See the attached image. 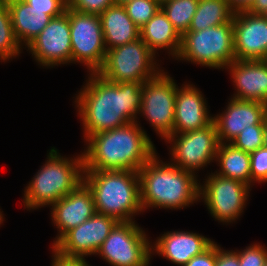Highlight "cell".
I'll return each instance as SVG.
<instances>
[{
	"label": "cell",
	"instance_id": "9a60e30c",
	"mask_svg": "<svg viewBox=\"0 0 267 266\" xmlns=\"http://www.w3.org/2000/svg\"><path fill=\"white\" fill-rule=\"evenodd\" d=\"M233 38L236 60H264L267 54V19L262 14L235 12Z\"/></svg>",
	"mask_w": 267,
	"mask_h": 266
},
{
	"label": "cell",
	"instance_id": "83f0119b",
	"mask_svg": "<svg viewBox=\"0 0 267 266\" xmlns=\"http://www.w3.org/2000/svg\"><path fill=\"white\" fill-rule=\"evenodd\" d=\"M128 16L139 27H143L160 9L153 0H132L124 5Z\"/></svg>",
	"mask_w": 267,
	"mask_h": 266
},
{
	"label": "cell",
	"instance_id": "ab89813d",
	"mask_svg": "<svg viewBox=\"0 0 267 266\" xmlns=\"http://www.w3.org/2000/svg\"><path fill=\"white\" fill-rule=\"evenodd\" d=\"M132 0H115V4L117 5H125L126 3L130 2Z\"/></svg>",
	"mask_w": 267,
	"mask_h": 266
},
{
	"label": "cell",
	"instance_id": "2e32d148",
	"mask_svg": "<svg viewBox=\"0 0 267 266\" xmlns=\"http://www.w3.org/2000/svg\"><path fill=\"white\" fill-rule=\"evenodd\" d=\"M226 110L213 116L219 143H230L252 125H265L267 105L263 102L229 98Z\"/></svg>",
	"mask_w": 267,
	"mask_h": 266
},
{
	"label": "cell",
	"instance_id": "8992f818",
	"mask_svg": "<svg viewBox=\"0 0 267 266\" xmlns=\"http://www.w3.org/2000/svg\"><path fill=\"white\" fill-rule=\"evenodd\" d=\"M235 59L232 19L225 24L183 34L175 60L219 70Z\"/></svg>",
	"mask_w": 267,
	"mask_h": 266
},
{
	"label": "cell",
	"instance_id": "7bdbcfd3",
	"mask_svg": "<svg viewBox=\"0 0 267 266\" xmlns=\"http://www.w3.org/2000/svg\"><path fill=\"white\" fill-rule=\"evenodd\" d=\"M267 19V11L262 14Z\"/></svg>",
	"mask_w": 267,
	"mask_h": 266
},
{
	"label": "cell",
	"instance_id": "cb8c5ba5",
	"mask_svg": "<svg viewBox=\"0 0 267 266\" xmlns=\"http://www.w3.org/2000/svg\"><path fill=\"white\" fill-rule=\"evenodd\" d=\"M215 162L219 169L214 173L251 186L250 153L230 143H219Z\"/></svg>",
	"mask_w": 267,
	"mask_h": 266
},
{
	"label": "cell",
	"instance_id": "f35d334b",
	"mask_svg": "<svg viewBox=\"0 0 267 266\" xmlns=\"http://www.w3.org/2000/svg\"><path fill=\"white\" fill-rule=\"evenodd\" d=\"M264 146L267 147V115L265 117V125H264Z\"/></svg>",
	"mask_w": 267,
	"mask_h": 266
},
{
	"label": "cell",
	"instance_id": "f1b7e54d",
	"mask_svg": "<svg viewBox=\"0 0 267 266\" xmlns=\"http://www.w3.org/2000/svg\"><path fill=\"white\" fill-rule=\"evenodd\" d=\"M230 144L248 153L261 148L264 146V125H252L242 130Z\"/></svg>",
	"mask_w": 267,
	"mask_h": 266
},
{
	"label": "cell",
	"instance_id": "f546056e",
	"mask_svg": "<svg viewBox=\"0 0 267 266\" xmlns=\"http://www.w3.org/2000/svg\"><path fill=\"white\" fill-rule=\"evenodd\" d=\"M251 187L258 183L267 182V147L250 153Z\"/></svg>",
	"mask_w": 267,
	"mask_h": 266
},
{
	"label": "cell",
	"instance_id": "7402d4cb",
	"mask_svg": "<svg viewBox=\"0 0 267 266\" xmlns=\"http://www.w3.org/2000/svg\"><path fill=\"white\" fill-rule=\"evenodd\" d=\"M99 17L107 50L140 38V28L128 16L124 5L113 4Z\"/></svg>",
	"mask_w": 267,
	"mask_h": 266
},
{
	"label": "cell",
	"instance_id": "30bf717a",
	"mask_svg": "<svg viewBox=\"0 0 267 266\" xmlns=\"http://www.w3.org/2000/svg\"><path fill=\"white\" fill-rule=\"evenodd\" d=\"M178 85L164 69L144 81L138 116H143L164 141L173 134L176 91Z\"/></svg>",
	"mask_w": 267,
	"mask_h": 266
},
{
	"label": "cell",
	"instance_id": "d590c367",
	"mask_svg": "<svg viewBox=\"0 0 267 266\" xmlns=\"http://www.w3.org/2000/svg\"><path fill=\"white\" fill-rule=\"evenodd\" d=\"M27 4L38 10H66L68 0H24Z\"/></svg>",
	"mask_w": 267,
	"mask_h": 266
},
{
	"label": "cell",
	"instance_id": "1f68e13d",
	"mask_svg": "<svg viewBox=\"0 0 267 266\" xmlns=\"http://www.w3.org/2000/svg\"><path fill=\"white\" fill-rule=\"evenodd\" d=\"M115 0H68V7L77 12L100 15Z\"/></svg>",
	"mask_w": 267,
	"mask_h": 266
},
{
	"label": "cell",
	"instance_id": "d4e9b609",
	"mask_svg": "<svg viewBox=\"0 0 267 266\" xmlns=\"http://www.w3.org/2000/svg\"><path fill=\"white\" fill-rule=\"evenodd\" d=\"M234 11L226 0H199L188 31L218 26L230 22Z\"/></svg>",
	"mask_w": 267,
	"mask_h": 266
},
{
	"label": "cell",
	"instance_id": "4316f807",
	"mask_svg": "<svg viewBox=\"0 0 267 266\" xmlns=\"http://www.w3.org/2000/svg\"><path fill=\"white\" fill-rule=\"evenodd\" d=\"M199 0H170L161 5L168 20L180 36L188 32Z\"/></svg>",
	"mask_w": 267,
	"mask_h": 266
},
{
	"label": "cell",
	"instance_id": "e575fe53",
	"mask_svg": "<svg viewBox=\"0 0 267 266\" xmlns=\"http://www.w3.org/2000/svg\"><path fill=\"white\" fill-rule=\"evenodd\" d=\"M52 249V263L51 266H91L87 260L83 257H68L60 254L53 247Z\"/></svg>",
	"mask_w": 267,
	"mask_h": 266
},
{
	"label": "cell",
	"instance_id": "277c9868",
	"mask_svg": "<svg viewBox=\"0 0 267 266\" xmlns=\"http://www.w3.org/2000/svg\"><path fill=\"white\" fill-rule=\"evenodd\" d=\"M83 182L92 192L96 213L118 222L136 221L143 214L137 171L84 170Z\"/></svg>",
	"mask_w": 267,
	"mask_h": 266
},
{
	"label": "cell",
	"instance_id": "4dcf8cb0",
	"mask_svg": "<svg viewBox=\"0 0 267 266\" xmlns=\"http://www.w3.org/2000/svg\"><path fill=\"white\" fill-rule=\"evenodd\" d=\"M237 252L240 266H264L267 259V247L260 243L253 242Z\"/></svg>",
	"mask_w": 267,
	"mask_h": 266
},
{
	"label": "cell",
	"instance_id": "5b68a950",
	"mask_svg": "<svg viewBox=\"0 0 267 266\" xmlns=\"http://www.w3.org/2000/svg\"><path fill=\"white\" fill-rule=\"evenodd\" d=\"M47 152V160L23 190L22 202L29 211L52 206L83 182L82 153L65 157L55 147Z\"/></svg>",
	"mask_w": 267,
	"mask_h": 266
},
{
	"label": "cell",
	"instance_id": "7a4b0ae2",
	"mask_svg": "<svg viewBox=\"0 0 267 266\" xmlns=\"http://www.w3.org/2000/svg\"><path fill=\"white\" fill-rule=\"evenodd\" d=\"M138 122L89 135L82 152L84 170L138 172L157 153L149 134Z\"/></svg>",
	"mask_w": 267,
	"mask_h": 266
},
{
	"label": "cell",
	"instance_id": "3957f363",
	"mask_svg": "<svg viewBox=\"0 0 267 266\" xmlns=\"http://www.w3.org/2000/svg\"><path fill=\"white\" fill-rule=\"evenodd\" d=\"M138 177L144 211L149 208L181 210L200 202L198 174L161 160L157 153L138 170Z\"/></svg>",
	"mask_w": 267,
	"mask_h": 266
},
{
	"label": "cell",
	"instance_id": "8d00e7d4",
	"mask_svg": "<svg viewBox=\"0 0 267 266\" xmlns=\"http://www.w3.org/2000/svg\"><path fill=\"white\" fill-rule=\"evenodd\" d=\"M229 7L234 12L246 11L252 4L253 0H226Z\"/></svg>",
	"mask_w": 267,
	"mask_h": 266
},
{
	"label": "cell",
	"instance_id": "7c38bea8",
	"mask_svg": "<svg viewBox=\"0 0 267 266\" xmlns=\"http://www.w3.org/2000/svg\"><path fill=\"white\" fill-rule=\"evenodd\" d=\"M71 63L83 64L88 73H97L104 64L107 49L99 15L69 8Z\"/></svg>",
	"mask_w": 267,
	"mask_h": 266
},
{
	"label": "cell",
	"instance_id": "d6a6232c",
	"mask_svg": "<svg viewBox=\"0 0 267 266\" xmlns=\"http://www.w3.org/2000/svg\"><path fill=\"white\" fill-rule=\"evenodd\" d=\"M184 266H216V242L205 251L190 259Z\"/></svg>",
	"mask_w": 267,
	"mask_h": 266
},
{
	"label": "cell",
	"instance_id": "b9f144b4",
	"mask_svg": "<svg viewBox=\"0 0 267 266\" xmlns=\"http://www.w3.org/2000/svg\"><path fill=\"white\" fill-rule=\"evenodd\" d=\"M155 1L157 4H159L160 6L163 5L164 3L170 1V0H153Z\"/></svg>",
	"mask_w": 267,
	"mask_h": 266
},
{
	"label": "cell",
	"instance_id": "836d02e7",
	"mask_svg": "<svg viewBox=\"0 0 267 266\" xmlns=\"http://www.w3.org/2000/svg\"><path fill=\"white\" fill-rule=\"evenodd\" d=\"M216 266H240L236 250H226L216 242Z\"/></svg>",
	"mask_w": 267,
	"mask_h": 266
},
{
	"label": "cell",
	"instance_id": "ac0fdd59",
	"mask_svg": "<svg viewBox=\"0 0 267 266\" xmlns=\"http://www.w3.org/2000/svg\"><path fill=\"white\" fill-rule=\"evenodd\" d=\"M203 93L194 84L185 82L176 91L173 134L199 130L213 122Z\"/></svg>",
	"mask_w": 267,
	"mask_h": 266
},
{
	"label": "cell",
	"instance_id": "ee69618b",
	"mask_svg": "<svg viewBox=\"0 0 267 266\" xmlns=\"http://www.w3.org/2000/svg\"><path fill=\"white\" fill-rule=\"evenodd\" d=\"M265 63H266V65H267V54H266V57L264 58V60H263Z\"/></svg>",
	"mask_w": 267,
	"mask_h": 266
},
{
	"label": "cell",
	"instance_id": "8fae6325",
	"mask_svg": "<svg viewBox=\"0 0 267 266\" xmlns=\"http://www.w3.org/2000/svg\"><path fill=\"white\" fill-rule=\"evenodd\" d=\"M169 147L170 162L182 170L197 174L215 163L219 145L214 122L199 130L172 134L165 141Z\"/></svg>",
	"mask_w": 267,
	"mask_h": 266
},
{
	"label": "cell",
	"instance_id": "4fadbf2b",
	"mask_svg": "<svg viewBox=\"0 0 267 266\" xmlns=\"http://www.w3.org/2000/svg\"><path fill=\"white\" fill-rule=\"evenodd\" d=\"M27 48V49H26ZM25 50L43 68L71 63V37L69 7L62 15L54 17Z\"/></svg>",
	"mask_w": 267,
	"mask_h": 266
},
{
	"label": "cell",
	"instance_id": "603a6c76",
	"mask_svg": "<svg viewBox=\"0 0 267 266\" xmlns=\"http://www.w3.org/2000/svg\"><path fill=\"white\" fill-rule=\"evenodd\" d=\"M140 38L155 55L159 50H166L176 59L180 50L181 36L161 9L140 28Z\"/></svg>",
	"mask_w": 267,
	"mask_h": 266
},
{
	"label": "cell",
	"instance_id": "d6986e66",
	"mask_svg": "<svg viewBox=\"0 0 267 266\" xmlns=\"http://www.w3.org/2000/svg\"><path fill=\"white\" fill-rule=\"evenodd\" d=\"M161 235L151 242L152 259L155 253L177 266H184L214 242L213 239L192 231L173 230Z\"/></svg>",
	"mask_w": 267,
	"mask_h": 266
},
{
	"label": "cell",
	"instance_id": "5bb4252c",
	"mask_svg": "<svg viewBox=\"0 0 267 266\" xmlns=\"http://www.w3.org/2000/svg\"><path fill=\"white\" fill-rule=\"evenodd\" d=\"M117 223L111 216L95 213L84 223L68 231L53 248L68 257L95 256Z\"/></svg>",
	"mask_w": 267,
	"mask_h": 266
},
{
	"label": "cell",
	"instance_id": "ffe728a7",
	"mask_svg": "<svg viewBox=\"0 0 267 266\" xmlns=\"http://www.w3.org/2000/svg\"><path fill=\"white\" fill-rule=\"evenodd\" d=\"M225 70H228L234 85L235 92L231 98L267 105V65L263 60L235 59Z\"/></svg>",
	"mask_w": 267,
	"mask_h": 266
},
{
	"label": "cell",
	"instance_id": "52a82bcc",
	"mask_svg": "<svg viewBox=\"0 0 267 266\" xmlns=\"http://www.w3.org/2000/svg\"><path fill=\"white\" fill-rule=\"evenodd\" d=\"M156 56L139 38L107 50L103 67L97 73L113 83L144 82L163 70Z\"/></svg>",
	"mask_w": 267,
	"mask_h": 266
},
{
	"label": "cell",
	"instance_id": "ba28073f",
	"mask_svg": "<svg viewBox=\"0 0 267 266\" xmlns=\"http://www.w3.org/2000/svg\"><path fill=\"white\" fill-rule=\"evenodd\" d=\"M205 178L200 182L199 201H203L215 221L223 225L235 223L244 214L252 187L212 171Z\"/></svg>",
	"mask_w": 267,
	"mask_h": 266
},
{
	"label": "cell",
	"instance_id": "44dd1931",
	"mask_svg": "<svg viewBox=\"0 0 267 266\" xmlns=\"http://www.w3.org/2000/svg\"><path fill=\"white\" fill-rule=\"evenodd\" d=\"M12 20L15 38L25 47L48 25L54 17L66 10H38L24 0H6Z\"/></svg>",
	"mask_w": 267,
	"mask_h": 266
},
{
	"label": "cell",
	"instance_id": "6da1fadb",
	"mask_svg": "<svg viewBox=\"0 0 267 266\" xmlns=\"http://www.w3.org/2000/svg\"><path fill=\"white\" fill-rule=\"evenodd\" d=\"M87 76L86 83L73 97L82 122L83 140L140 120L143 82L113 83L98 73Z\"/></svg>",
	"mask_w": 267,
	"mask_h": 266
},
{
	"label": "cell",
	"instance_id": "484cf974",
	"mask_svg": "<svg viewBox=\"0 0 267 266\" xmlns=\"http://www.w3.org/2000/svg\"><path fill=\"white\" fill-rule=\"evenodd\" d=\"M23 48L15 38L11 14L6 0H0V62L20 56Z\"/></svg>",
	"mask_w": 267,
	"mask_h": 266
},
{
	"label": "cell",
	"instance_id": "60d3db41",
	"mask_svg": "<svg viewBox=\"0 0 267 266\" xmlns=\"http://www.w3.org/2000/svg\"><path fill=\"white\" fill-rule=\"evenodd\" d=\"M1 208V207H0ZM4 214H3V211H1L0 209V226L3 224V222L5 221V218H4Z\"/></svg>",
	"mask_w": 267,
	"mask_h": 266
},
{
	"label": "cell",
	"instance_id": "74e56055",
	"mask_svg": "<svg viewBox=\"0 0 267 266\" xmlns=\"http://www.w3.org/2000/svg\"><path fill=\"white\" fill-rule=\"evenodd\" d=\"M251 14H263L267 11V0H253L251 6L246 10Z\"/></svg>",
	"mask_w": 267,
	"mask_h": 266
},
{
	"label": "cell",
	"instance_id": "e0dca14e",
	"mask_svg": "<svg viewBox=\"0 0 267 266\" xmlns=\"http://www.w3.org/2000/svg\"><path fill=\"white\" fill-rule=\"evenodd\" d=\"M50 209L52 224L58 230L52 247L68 231L84 223L96 213L92 192L84 182L55 202Z\"/></svg>",
	"mask_w": 267,
	"mask_h": 266
},
{
	"label": "cell",
	"instance_id": "9c48e42d",
	"mask_svg": "<svg viewBox=\"0 0 267 266\" xmlns=\"http://www.w3.org/2000/svg\"><path fill=\"white\" fill-rule=\"evenodd\" d=\"M148 236L136 221L118 222L95 255L111 266H149L152 240Z\"/></svg>",
	"mask_w": 267,
	"mask_h": 266
}]
</instances>
